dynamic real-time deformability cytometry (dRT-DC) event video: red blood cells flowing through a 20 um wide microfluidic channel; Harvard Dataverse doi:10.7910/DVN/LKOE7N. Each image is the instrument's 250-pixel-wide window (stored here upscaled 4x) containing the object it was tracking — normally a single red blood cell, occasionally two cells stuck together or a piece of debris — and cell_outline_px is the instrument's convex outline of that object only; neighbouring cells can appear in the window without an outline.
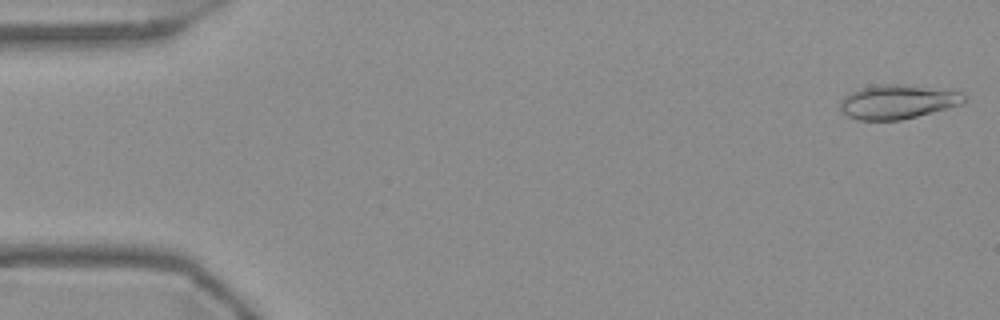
{"species": "Egyptian fruit bat (a non-hibernating species)", "species_latin": "Rousettus aegyptiacus", "temperature_condition": "warm", "stored_images_in_passage": 54, "camera_frame_rate_fps": 3000, "um_per_image_px": 0.085, "frame": {"image": 1, "passage_image": 1, "time_ms": 0.0, "image_size_px": [1000, 320], "cell_outline_px": [[964, 104], [900, 120], [856, 120], [848, 116], [840, 108], [840, 100], [844, 96], [860, 88], [884, 84], [896, 84], [964, 92]], "centroid_in_image_um": [76.28, 8.66], "position_along_channel_um": 8.7, "area_um2": 24.33}}
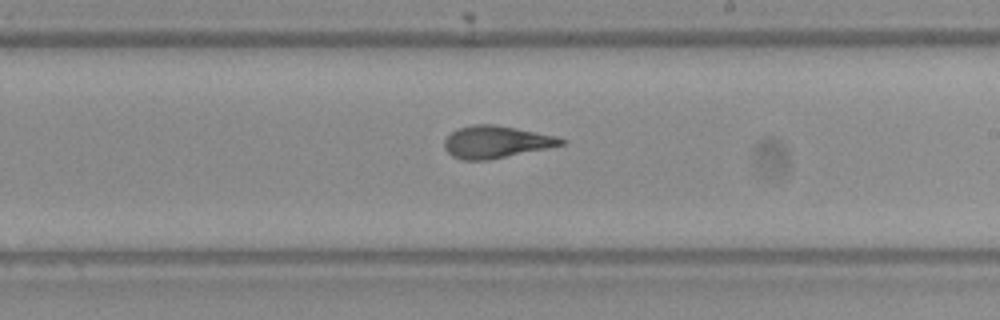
{"frame": {"image": 2, "passage_image": 31, "time_ms": 10.0, "image_size_px": [1000, 320], "cell_outline_px": [[568, 140], [564, 144], [548, 148], [488, 160], [460, 160], [452, 156], [444, 148], [444, 140], [456, 128], [472, 124], [492, 124], [516, 128], [556, 136]], "centroid_in_image_um": [42.15, 12.06], "position_along_channel_um": 246.9, "area_um2": 21.96}}
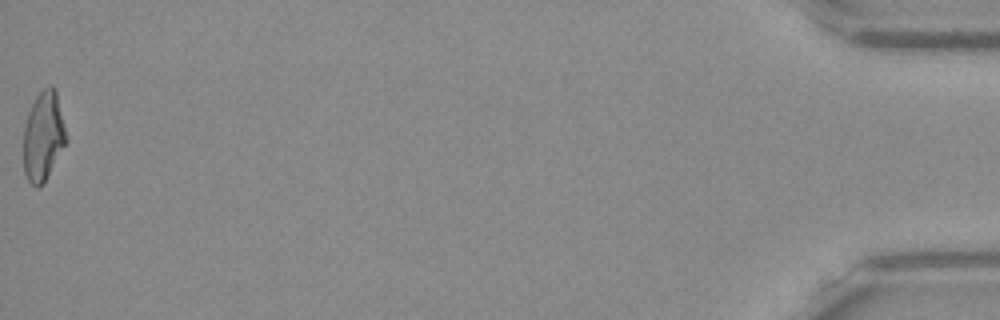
{"frame": {"image": 3, "passage_image": 54, "time_ms": 17.667, "image_size_px": [1000, 320], "cell_outline_px": [[68, 140], [44, 180], [36, 188], [28, 180], [24, 172], [24, 128], [28, 112], [36, 96], [48, 84], [52, 84], [56, 92]], "centroid_in_image_um": [3.68, 11.54], "position_along_channel_um": 431.5, "area_um2": 21.79}, "authors_computed_cell_mechanics": {"area_um2": 22.2241, "velocity_mm_per_s": 3.7421, "shape_relaxation_time_tau1_ms": 5.5822, "shape_relaxation_time_tau2_ms": 1.3716, "deformation_change_tau1": 0.231, "deformation_change_tau2": 0.1001}}